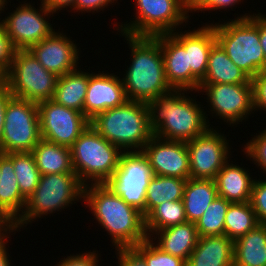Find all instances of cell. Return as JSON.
Returning a JSON list of instances; mask_svg holds the SVG:
<instances>
[{"instance_id":"cell-45","label":"cell","mask_w":266,"mask_h":266,"mask_svg":"<svg viewBox=\"0 0 266 266\" xmlns=\"http://www.w3.org/2000/svg\"><path fill=\"white\" fill-rule=\"evenodd\" d=\"M76 0H42L43 5L49 9L52 13H57V11L63 8L73 9Z\"/></svg>"},{"instance_id":"cell-39","label":"cell","mask_w":266,"mask_h":266,"mask_svg":"<svg viewBox=\"0 0 266 266\" xmlns=\"http://www.w3.org/2000/svg\"><path fill=\"white\" fill-rule=\"evenodd\" d=\"M253 85L254 111H266V69L251 79ZM257 108V109H256Z\"/></svg>"},{"instance_id":"cell-10","label":"cell","mask_w":266,"mask_h":266,"mask_svg":"<svg viewBox=\"0 0 266 266\" xmlns=\"http://www.w3.org/2000/svg\"><path fill=\"white\" fill-rule=\"evenodd\" d=\"M41 139L37 103L12 97L5 111L0 153L31 152Z\"/></svg>"},{"instance_id":"cell-29","label":"cell","mask_w":266,"mask_h":266,"mask_svg":"<svg viewBox=\"0 0 266 266\" xmlns=\"http://www.w3.org/2000/svg\"><path fill=\"white\" fill-rule=\"evenodd\" d=\"M41 175L75 173L69 147L41 139L31 151Z\"/></svg>"},{"instance_id":"cell-8","label":"cell","mask_w":266,"mask_h":266,"mask_svg":"<svg viewBox=\"0 0 266 266\" xmlns=\"http://www.w3.org/2000/svg\"><path fill=\"white\" fill-rule=\"evenodd\" d=\"M3 78L13 97L35 103L51 100L58 80V76L46 70L29 50L16 51Z\"/></svg>"},{"instance_id":"cell-34","label":"cell","mask_w":266,"mask_h":266,"mask_svg":"<svg viewBox=\"0 0 266 266\" xmlns=\"http://www.w3.org/2000/svg\"><path fill=\"white\" fill-rule=\"evenodd\" d=\"M231 202L217 196L195 222L199 237L224 235V221Z\"/></svg>"},{"instance_id":"cell-9","label":"cell","mask_w":266,"mask_h":266,"mask_svg":"<svg viewBox=\"0 0 266 266\" xmlns=\"http://www.w3.org/2000/svg\"><path fill=\"white\" fill-rule=\"evenodd\" d=\"M135 20L116 30L133 36L170 34L189 22L190 0H135Z\"/></svg>"},{"instance_id":"cell-1","label":"cell","mask_w":266,"mask_h":266,"mask_svg":"<svg viewBox=\"0 0 266 266\" xmlns=\"http://www.w3.org/2000/svg\"><path fill=\"white\" fill-rule=\"evenodd\" d=\"M189 90L172 89L146 103L153 135L165 140L190 141L210 126L204 107L185 95Z\"/></svg>"},{"instance_id":"cell-50","label":"cell","mask_w":266,"mask_h":266,"mask_svg":"<svg viewBox=\"0 0 266 266\" xmlns=\"http://www.w3.org/2000/svg\"><path fill=\"white\" fill-rule=\"evenodd\" d=\"M4 84L3 74L0 73V87Z\"/></svg>"},{"instance_id":"cell-3","label":"cell","mask_w":266,"mask_h":266,"mask_svg":"<svg viewBox=\"0 0 266 266\" xmlns=\"http://www.w3.org/2000/svg\"><path fill=\"white\" fill-rule=\"evenodd\" d=\"M82 200L111 236L115 248L134 247L148 238L142 212L127 204L106 184L85 185Z\"/></svg>"},{"instance_id":"cell-7","label":"cell","mask_w":266,"mask_h":266,"mask_svg":"<svg viewBox=\"0 0 266 266\" xmlns=\"http://www.w3.org/2000/svg\"><path fill=\"white\" fill-rule=\"evenodd\" d=\"M84 184L76 173L41 175L34 193L27 199L22 216L14 223L15 231L44 215L68 208L84 198ZM43 215V216H41Z\"/></svg>"},{"instance_id":"cell-25","label":"cell","mask_w":266,"mask_h":266,"mask_svg":"<svg viewBox=\"0 0 266 266\" xmlns=\"http://www.w3.org/2000/svg\"><path fill=\"white\" fill-rule=\"evenodd\" d=\"M252 83L251 78L227 56L216 42L209 53L206 75L200 84Z\"/></svg>"},{"instance_id":"cell-47","label":"cell","mask_w":266,"mask_h":266,"mask_svg":"<svg viewBox=\"0 0 266 266\" xmlns=\"http://www.w3.org/2000/svg\"><path fill=\"white\" fill-rule=\"evenodd\" d=\"M259 36L260 44L265 56V69H266V15L259 13Z\"/></svg>"},{"instance_id":"cell-31","label":"cell","mask_w":266,"mask_h":266,"mask_svg":"<svg viewBox=\"0 0 266 266\" xmlns=\"http://www.w3.org/2000/svg\"><path fill=\"white\" fill-rule=\"evenodd\" d=\"M186 222L188 221L183 201H165L156 206L145 217V230L147 237L150 238L151 233L154 234L156 231Z\"/></svg>"},{"instance_id":"cell-13","label":"cell","mask_w":266,"mask_h":266,"mask_svg":"<svg viewBox=\"0 0 266 266\" xmlns=\"http://www.w3.org/2000/svg\"><path fill=\"white\" fill-rule=\"evenodd\" d=\"M42 139L61 146L71 147L90 120L72 108L56 104L53 100L37 103Z\"/></svg>"},{"instance_id":"cell-49","label":"cell","mask_w":266,"mask_h":266,"mask_svg":"<svg viewBox=\"0 0 266 266\" xmlns=\"http://www.w3.org/2000/svg\"><path fill=\"white\" fill-rule=\"evenodd\" d=\"M7 3H8L7 0H0V14H1L2 11H4L5 6H6ZM0 23H2L1 19H0Z\"/></svg>"},{"instance_id":"cell-33","label":"cell","mask_w":266,"mask_h":266,"mask_svg":"<svg viewBox=\"0 0 266 266\" xmlns=\"http://www.w3.org/2000/svg\"><path fill=\"white\" fill-rule=\"evenodd\" d=\"M14 173L21 194L28 199L36 190L41 173L31 152L13 153Z\"/></svg>"},{"instance_id":"cell-18","label":"cell","mask_w":266,"mask_h":266,"mask_svg":"<svg viewBox=\"0 0 266 266\" xmlns=\"http://www.w3.org/2000/svg\"><path fill=\"white\" fill-rule=\"evenodd\" d=\"M91 73L89 75L83 114L92 120L107 109L123 105L127 101L122 79L114 73Z\"/></svg>"},{"instance_id":"cell-48","label":"cell","mask_w":266,"mask_h":266,"mask_svg":"<svg viewBox=\"0 0 266 266\" xmlns=\"http://www.w3.org/2000/svg\"><path fill=\"white\" fill-rule=\"evenodd\" d=\"M7 238H9V236H4V237H0V266H11L9 260L10 258H8L10 255L9 253H7Z\"/></svg>"},{"instance_id":"cell-17","label":"cell","mask_w":266,"mask_h":266,"mask_svg":"<svg viewBox=\"0 0 266 266\" xmlns=\"http://www.w3.org/2000/svg\"><path fill=\"white\" fill-rule=\"evenodd\" d=\"M29 51L40 64L58 77L77 69L79 49L64 33L55 30Z\"/></svg>"},{"instance_id":"cell-37","label":"cell","mask_w":266,"mask_h":266,"mask_svg":"<svg viewBox=\"0 0 266 266\" xmlns=\"http://www.w3.org/2000/svg\"><path fill=\"white\" fill-rule=\"evenodd\" d=\"M250 203L259 224L266 225V180L254 179Z\"/></svg>"},{"instance_id":"cell-16","label":"cell","mask_w":266,"mask_h":266,"mask_svg":"<svg viewBox=\"0 0 266 266\" xmlns=\"http://www.w3.org/2000/svg\"><path fill=\"white\" fill-rule=\"evenodd\" d=\"M142 151L147 156L154 175L190 178L186 142L165 140L153 135Z\"/></svg>"},{"instance_id":"cell-46","label":"cell","mask_w":266,"mask_h":266,"mask_svg":"<svg viewBox=\"0 0 266 266\" xmlns=\"http://www.w3.org/2000/svg\"><path fill=\"white\" fill-rule=\"evenodd\" d=\"M15 231L14 223L0 209V237Z\"/></svg>"},{"instance_id":"cell-21","label":"cell","mask_w":266,"mask_h":266,"mask_svg":"<svg viewBox=\"0 0 266 266\" xmlns=\"http://www.w3.org/2000/svg\"><path fill=\"white\" fill-rule=\"evenodd\" d=\"M234 241L225 235L199 237L186 266H233Z\"/></svg>"},{"instance_id":"cell-19","label":"cell","mask_w":266,"mask_h":266,"mask_svg":"<svg viewBox=\"0 0 266 266\" xmlns=\"http://www.w3.org/2000/svg\"><path fill=\"white\" fill-rule=\"evenodd\" d=\"M188 52L191 68V91H198L200 82L207 70L208 57L212 46L217 42L214 27L206 24L198 29L170 33Z\"/></svg>"},{"instance_id":"cell-14","label":"cell","mask_w":266,"mask_h":266,"mask_svg":"<svg viewBox=\"0 0 266 266\" xmlns=\"http://www.w3.org/2000/svg\"><path fill=\"white\" fill-rule=\"evenodd\" d=\"M186 145L192 179L215 180L224 164L230 161L229 140L213 127L187 141Z\"/></svg>"},{"instance_id":"cell-12","label":"cell","mask_w":266,"mask_h":266,"mask_svg":"<svg viewBox=\"0 0 266 266\" xmlns=\"http://www.w3.org/2000/svg\"><path fill=\"white\" fill-rule=\"evenodd\" d=\"M23 3L2 20L7 36L16 50H29L55 30L47 21L54 13L42 2L40 9H36L30 3Z\"/></svg>"},{"instance_id":"cell-15","label":"cell","mask_w":266,"mask_h":266,"mask_svg":"<svg viewBox=\"0 0 266 266\" xmlns=\"http://www.w3.org/2000/svg\"><path fill=\"white\" fill-rule=\"evenodd\" d=\"M199 91L206 92L211 113H216L215 116L230 126L248 119L247 116L254 110L252 83L200 84Z\"/></svg>"},{"instance_id":"cell-22","label":"cell","mask_w":266,"mask_h":266,"mask_svg":"<svg viewBox=\"0 0 266 266\" xmlns=\"http://www.w3.org/2000/svg\"><path fill=\"white\" fill-rule=\"evenodd\" d=\"M13 170V153H0V209L15 223L22 216L27 199L21 194Z\"/></svg>"},{"instance_id":"cell-26","label":"cell","mask_w":266,"mask_h":266,"mask_svg":"<svg viewBox=\"0 0 266 266\" xmlns=\"http://www.w3.org/2000/svg\"><path fill=\"white\" fill-rule=\"evenodd\" d=\"M91 73L75 69L59 76L51 100L56 104L72 108L83 113L84 101Z\"/></svg>"},{"instance_id":"cell-6","label":"cell","mask_w":266,"mask_h":266,"mask_svg":"<svg viewBox=\"0 0 266 266\" xmlns=\"http://www.w3.org/2000/svg\"><path fill=\"white\" fill-rule=\"evenodd\" d=\"M72 167L84 184H105L118 167L122 151L91 125L70 147Z\"/></svg>"},{"instance_id":"cell-28","label":"cell","mask_w":266,"mask_h":266,"mask_svg":"<svg viewBox=\"0 0 266 266\" xmlns=\"http://www.w3.org/2000/svg\"><path fill=\"white\" fill-rule=\"evenodd\" d=\"M218 196L215 180L187 179L183 204L188 222H196Z\"/></svg>"},{"instance_id":"cell-11","label":"cell","mask_w":266,"mask_h":266,"mask_svg":"<svg viewBox=\"0 0 266 266\" xmlns=\"http://www.w3.org/2000/svg\"><path fill=\"white\" fill-rule=\"evenodd\" d=\"M153 176L143 151L122 152L117 169L105 184L145 218L146 193Z\"/></svg>"},{"instance_id":"cell-2","label":"cell","mask_w":266,"mask_h":266,"mask_svg":"<svg viewBox=\"0 0 266 266\" xmlns=\"http://www.w3.org/2000/svg\"><path fill=\"white\" fill-rule=\"evenodd\" d=\"M131 49V64L122 79L128 101L147 103L172 90L165 77L160 34L133 36L121 33Z\"/></svg>"},{"instance_id":"cell-38","label":"cell","mask_w":266,"mask_h":266,"mask_svg":"<svg viewBox=\"0 0 266 266\" xmlns=\"http://www.w3.org/2000/svg\"><path fill=\"white\" fill-rule=\"evenodd\" d=\"M16 51L2 23H0V73L3 75L9 70Z\"/></svg>"},{"instance_id":"cell-5","label":"cell","mask_w":266,"mask_h":266,"mask_svg":"<svg viewBox=\"0 0 266 266\" xmlns=\"http://www.w3.org/2000/svg\"><path fill=\"white\" fill-rule=\"evenodd\" d=\"M211 25L216 41L227 56L251 79L265 69V56L259 36V14L245 13L227 23Z\"/></svg>"},{"instance_id":"cell-30","label":"cell","mask_w":266,"mask_h":266,"mask_svg":"<svg viewBox=\"0 0 266 266\" xmlns=\"http://www.w3.org/2000/svg\"><path fill=\"white\" fill-rule=\"evenodd\" d=\"M187 179L154 175L146 193L145 217L165 201L182 200Z\"/></svg>"},{"instance_id":"cell-42","label":"cell","mask_w":266,"mask_h":266,"mask_svg":"<svg viewBox=\"0 0 266 266\" xmlns=\"http://www.w3.org/2000/svg\"><path fill=\"white\" fill-rule=\"evenodd\" d=\"M115 250L118 266H147L145 259L133 247H119Z\"/></svg>"},{"instance_id":"cell-44","label":"cell","mask_w":266,"mask_h":266,"mask_svg":"<svg viewBox=\"0 0 266 266\" xmlns=\"http://www.w3.org/2000/svg\"><path fill=\"white\" fill-rule=\"evenodd\" d=\"M13 97L10 90L3 84L0 87V144L3 135V127L5 120V111L8 101Z\"/></svg>"},{"instance_id":"cell-23","label":"cell","mask_w":266,"mask_h":266,"mask_svg":"<svg viewBox=\"0 0 266 266\" xmlns=\"http://www.w3.org/2000/svg\"><path fill=\"white\" fill-rule=\"evenodd\" d=\"M154 235V238H153ZM156 235V237H155ZM158 237V240L156 238ZM198 232L194 222H186L156 231L150 239L163 252L187 260L198 242Z\"/></svg>"},{"instance_id":"cell-32","label":"cell","mask_w":266,"mask_h":266,"mask_svg":"<svg viewBox=\"0 0 266 266\" xmlns=\"http://www.w3.org/2000/svg\"><path fill=\"white\" fill-rule=\"evenodd\" d=\"M258 224V219L250 202L230 203L225 215L224 235L235 241Z\"/></svg>"},{"instance_id":"cell-43","label":"cell","mask_w":266,"mask_h":266,"mask_svg":"<svg viewBox=\"0 0 266 266\" xmlns=\"http://www.w3.org/2000/svg\"><path fill=\"white\" fill-rule=\"evenodd\" d=\"M114 1L117 0H76L75 1V5L74 8L72 10H76V12L79 11L80 12H100L98 10H104V8H106L107 6H109L110 4L114 3ZM109 4V5H108Z\"/></svg>"},{"instance_id":"cell-35","label":"cell","mask_w":266,"mask_h":266,"mask_svg":"<svg viewBox=\"0 0 266 266\" xmlns=\"http://www.w3.org/2000/svg\"><path fill=\"white\" fill-rule=\"evenodd\" d=\"M133 248L145 259L147 266H186L185 260L163 252L150 238Z\"/></svg>"},{"instance_id":"cell-27","label":"cell","mask_w":266,"mask_h":266,"mask_svg":"<svg viewBox=\"0 0 266 266\" xmlns=\"http://www.w3.org/2000/svg\"><path fill=\"white\" fill-rule=\"evenodd\" d=\"M233 266H266V225L258 224L234 241Z\"/></svg>"},{"instance_id":"cell-24","label":"cell","mask_w":266,"mask_h":266,"mask_svg":"<svg viewBox=\"0 0 266 266\" xmlns=\"http://www.w3.org/2000/svg\"><path fill=\"white\" fill-rule=\"evenodd\" d=\"M248 172L227 161L215 178L218 196L231 203L250 202L254 179Z\"/></svg>"},{"instance_id":"cell-41","label":"cell","mask_w":266,"mask_h":266,"mask_svg":"<svg viewBox=\"0 0 266 266\" xmlns=\"http://www.w3.org/2000/svg\"><path fill=\"white\" fill-rule=\"evenodd\" d=\"M98 255L96 251L70 255L66 258L64 257L63 260L59 261L55 266H99L98 262Z\"/></svg>"},{"instance_id":"cell-4","label":"cell","mask_w":266,"mask_h":266,"mask_svg":"<svg viewBox=\"0 0 266 266\" xmlns=\"http://www.w3.org/2000/svg\"><path fill=\"white\" fill-rule=\"evenodd\" d=\"M90 125L122 152L142 151L153 136L146 103L126 101L97 114Z\"/></svg>"},{"instance_id":"cell-36","label":"cell","mask_w":266,"mask_h":266,"mask_svg":"<svg viewBox=\"0 0 266 266\" xmlns=\"http://www.w3.org/2000/svg\"><path fill=\"white\" fill-rule=\"evenodd\" d=\"M244 153L247 154L252 162L254 161L257 167L260 166L263 169V173H266V129H264L259 135L254 136L252 140L244 145Z\"/></svg>"},{"instance_id":"cell-40","label":"cell","mask_w":266,"mask_h":266,"mask_svg":"<svg viewBox=\"0 0 266 266\" xmlns=\"http://www.w3.org/2000/svg\"><path fill=\"white\" fill-rule=\"evenodd\" d=\"M241 0H190V12L206 11V10H222L226 8H232L231 6L236 5ZM193 11V12H192Z\"/></svg>"},{"instance_id":"cell-20","label":"cell","mask_w":266,"mask_h":266,"mask_svg":"<svg viewBox=\"0 0 266 266\" xmlns=\"http://www.w3.org/2000/svg\"><path fill=\"white\" fill-rule=\"evenodd\" d=\"M165 77L172 89L191 90V68L188 52L171 35L160 34Z\"/></svg>"}]
</instances>
